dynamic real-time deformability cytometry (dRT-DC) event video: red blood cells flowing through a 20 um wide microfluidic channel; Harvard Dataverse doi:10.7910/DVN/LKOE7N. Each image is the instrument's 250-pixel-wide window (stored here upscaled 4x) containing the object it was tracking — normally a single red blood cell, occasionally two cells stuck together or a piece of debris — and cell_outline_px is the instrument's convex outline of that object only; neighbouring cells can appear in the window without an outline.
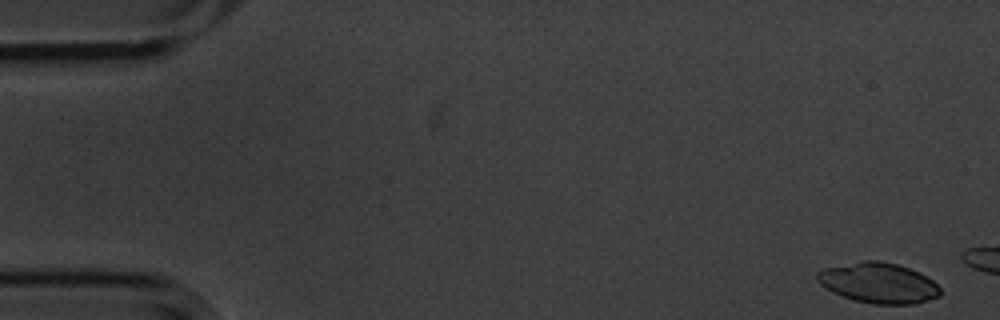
{"species": "common noctule bat (a hibernating species)", "species_latin": "Nyctalus noctula", "temperature_condition": "cold", "stored_images_in_passage": 8, "camera_frame_rate_fps": 3000, "um_per_image_px": 0.085, "animal": {"sex": "male", "body_mass_g": 20.1, "forearm_length_mm": 53.5}, "frame": {"image": 1, "passage_image": 1, "time_ms": 0.0, "image_size_px": [1000, 320], "cell_outline_px": [[940, 296], [916, 304], [872, 304], [856, 300], [832, 292], [820, 284], [816, 280], [816, 272], [824, 268], [860, 260], [880, 260], [896, 264], [908, 268], [932, 280], [940, 288]], "centroid_in_image_um": [74.64, 24.04], "position_along_channel_um": 10.4, "area_um2": 28.9}}